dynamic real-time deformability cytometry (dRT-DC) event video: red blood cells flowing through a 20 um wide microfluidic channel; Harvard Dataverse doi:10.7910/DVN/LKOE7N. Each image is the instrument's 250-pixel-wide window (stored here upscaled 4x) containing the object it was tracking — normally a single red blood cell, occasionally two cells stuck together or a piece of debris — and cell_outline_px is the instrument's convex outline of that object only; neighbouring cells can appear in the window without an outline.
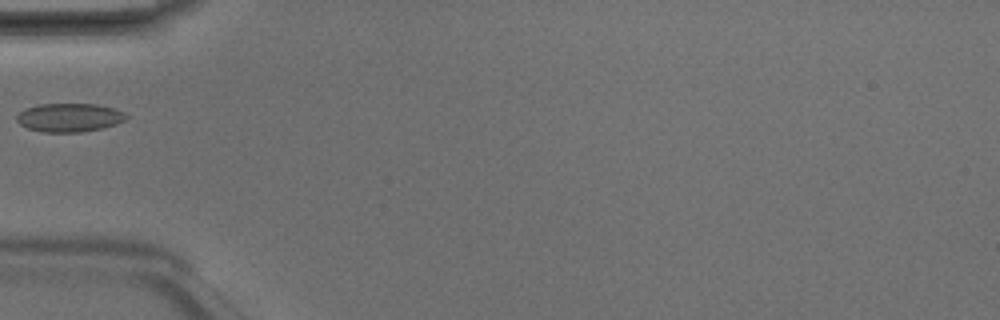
{"species": "Egyptian fruit bat (a non-hibernating species)", "species_latin": "Rousettus aegyptiacus", "temperature_condition": "room temperature", "stored_images_in_passage": 4, "camera_frame_rate_fps": 3000, "um_per_image_px": 0.085, "animal": {"sex": "male"}, "frame": {"image": 1, "passage_image": 4, "time_ms": 1.0, "image_size_px": [1000, 320], "cell_outline_px": [[128, 120], [104, 128], [80, 132], [40, 132], [28, 128], [20, 124], [16, 120], [16, 116], [24, 108], [40, 104], [96, 104], [112, 108], [124, 112], [128, 116]], "centroid_in_image_um": [5.91, 9.99], "position_along_channel_um": 79.1, "area_um2": 18.38}}